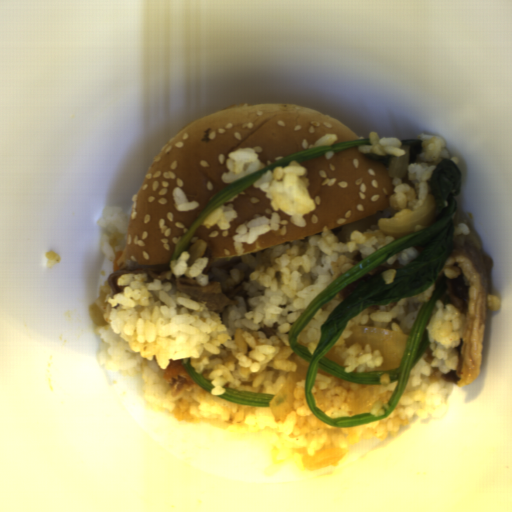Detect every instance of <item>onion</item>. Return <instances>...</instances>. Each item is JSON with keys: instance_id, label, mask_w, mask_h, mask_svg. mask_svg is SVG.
I'll list each match as a JSON object with an SVG mask.
<instances>
[{"instance_id": "1", "label": "onion", "mask_w": 512, "mask_h": 512, "mask_svg": "<svg viewBox=\"0 0 512 512\" xmlns=\"http://www.w3.org/2000/svg\"><path fill=\"white\" fill-rule=\"evenodd\" d=\"M350 337L344 338L347 348L353 343L365 349L369 344L370 350H379L382 354V364L375 367L377 371L399 369L404 356L408 335L382 328L353 326Z\"/></svg>"}, {"instance_id": "2", "label": "onion", "mask_w": 512, "mask_h": 512, "mask_svg": "<svg viewBox=\"0 0 512 512\" xmlns=\"http://www.w3.org/2000/svg\"><path fill=\"white\" fill-rule=\"evenodd\" d=\"M436 200L433 195H428L423 204L413 212L406 213L392 219L379 218L377 220L378 230L382 234H388L392 238H399L409 235L416 226L426 228L435 219Z\"/></svg>"}, {"instance_id": "3", "label": "onion", "mask_w": 512, "mask_h": 512, "mask_svg": "<svg viewBox=\"0 0 512 512\" xmlns=\"http://www.w3.org/2000/svg\"><path fill=\"white\" fill-rule=\"evenodd\" d=\"M296 368L288 373L282 387L269 401L271 414L275 421L284 420L286 415L295 411L294 391L298 382L306 380L309 363L299 356L294 360Z\"/></svg>"}, {"instance_id": "4", "label": "onion", "mask_w": 512, "mask_h": 512, "mask_svg": "<svg viewBox=\"0 0 512 512\" xmlns=\"http://www.w3.org/2000/svg\"><path fill=\"white\" fill-rule=\"evenodd\" d=\"M347 448L328 447L314 455L301 459L306 470H320L337 464L346 454Z\"/></svg>"}, {"instance_id": "5", "label": "onion", "mask_w": 512, "mask_h": 512, "mask_svg": "<svg viewBox=\"0 0 512 512\" xmlns=\"http://www.w3.org/2000/svg\"><path fill=\"white\" fill-rule=\"evenodd\" d=\"M381 389L382 384H375L364 388L351 406L350 411L352 414L356 415L371 407L378 400Z\"/></svg>"}, {"instance_id": "6", "label": "onion", "mask_w": 512, "mask_h": 512, "mask_svg": "<svg viewBox=\"0 0 512 512\" xmlns=\"http://www.w3.org/2000/svg\"><path fill=\"white\" fill-rule=\"evenodd\" d=\"M403 149L405 152L400 157L391 156L388 161L387 173L388 177L395 178L400 177L403 178L408 171V166L410 163L409 156V148L410 145H401L399 147Z\"/></svg>"}, {"instance_id": "7", "label": "onion", "mask_w": 512, "mask_h": 512, "mask_svg": "<svg viewBox=\"0 0 512 512\" xmlns=\"http://www.w3.org/2000/svg\"><path fill=\"white\" fill-rule=\"evenodd\" d=\"M89 313H90L92 320L98 327L108 325L107 322L105 321L101 311L99 310V308L97 307V305L95 303L91 304L89 306Z\"/></svg>"}, {"instance_id": "8", "label": "onion", "mask_w": 512, "mask_h": 512, "mask_svg": "<svg viewBox=\"0 0 512 512\" xmlns=\"http://www.w3.org/2000/svg\"><path fill=\"white\" fill-rule=\"evenodd\" d=\"M336 345H337V341H336V343L333 345V347H332L329 351H327V352L325 353V355H324L323 357H325V358L329 359L330 361H332V362H334V363L338 364L339 366H341L342 368H344V369H345V364H344V361L342 360V358H341V357L336 356Z\"/></svg>"}]
</instances>
